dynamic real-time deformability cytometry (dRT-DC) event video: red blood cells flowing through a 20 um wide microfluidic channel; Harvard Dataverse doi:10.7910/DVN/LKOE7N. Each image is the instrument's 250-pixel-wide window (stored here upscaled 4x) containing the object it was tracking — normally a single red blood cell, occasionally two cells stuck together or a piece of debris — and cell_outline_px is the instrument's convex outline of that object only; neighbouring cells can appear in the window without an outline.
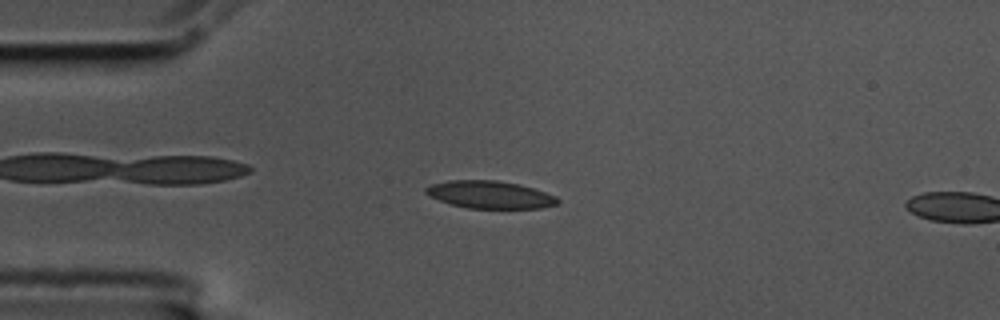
{"species": "common noctule bat (a hibernating species)", "species_latin": "Nyctalus noctula", "temperature_condition": "cold", "stored_images_in_passage": 5, "camera_frame_rate_fps": 3000, "um_per_image_px": 0.085, "animal": {"sex": "male", "body_mass_g": 17.5, "forearm_length_mm": 52.3}, "frame": {"image": 1, "passage_image": 4, "time_ms": 1.0, "image_size_px": [1000, 320], "cell_outline_px": [[560, 204], [540, 208], [468, 208], [452, 204], [428, 196], [424, 192], [424, 188], [428, 184], [448, 180], [496, 180], [520, 184], [556, 196], [560, 200]], "centroid_in_image_um": [41.62, 16.54], "position_along_channel_um": 43.4, "area_um2": 21.27}}